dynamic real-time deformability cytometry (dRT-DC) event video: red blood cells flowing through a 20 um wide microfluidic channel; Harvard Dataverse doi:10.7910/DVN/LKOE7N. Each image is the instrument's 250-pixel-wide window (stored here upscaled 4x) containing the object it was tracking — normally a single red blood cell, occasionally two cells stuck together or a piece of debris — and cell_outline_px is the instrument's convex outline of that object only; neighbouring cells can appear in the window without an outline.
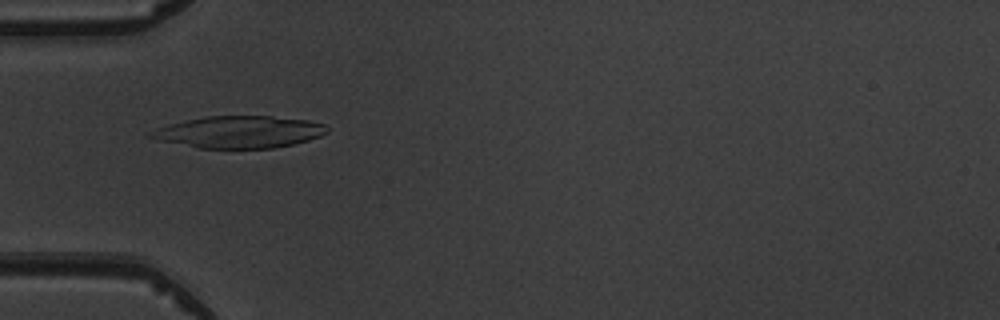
{"species": "common noctule bat (a hibernating species)", "species_latin": "Nyctalus noctula", "temperature_condition": "warm", "stored_images_in_passage": 1, "camera_frame_rate_fps": 3000, "um_per_image_px": 0.085, "animal": {"sex": "male", "body_mass_g": 19.5, "forearm_length_mm": 54.6}, "frame": {"image": 1, "passage_image": 1, "time_ms": 0.0, "image_size_px": [1000, 320], "cell_outline_px": [[328, 132], [320, 136], [308, 140], [292, 144], [272, 148], [200, 148], [156, 140], [144, 136], [148, 132], [156, 128], [204, 116], [272, 116], [308, 120], [324, 124], [328, 128]], "centroid_in_image_um": [20.3, 11.22], "position_along_channel_um": 64.7, "area_um2": 32.83}}